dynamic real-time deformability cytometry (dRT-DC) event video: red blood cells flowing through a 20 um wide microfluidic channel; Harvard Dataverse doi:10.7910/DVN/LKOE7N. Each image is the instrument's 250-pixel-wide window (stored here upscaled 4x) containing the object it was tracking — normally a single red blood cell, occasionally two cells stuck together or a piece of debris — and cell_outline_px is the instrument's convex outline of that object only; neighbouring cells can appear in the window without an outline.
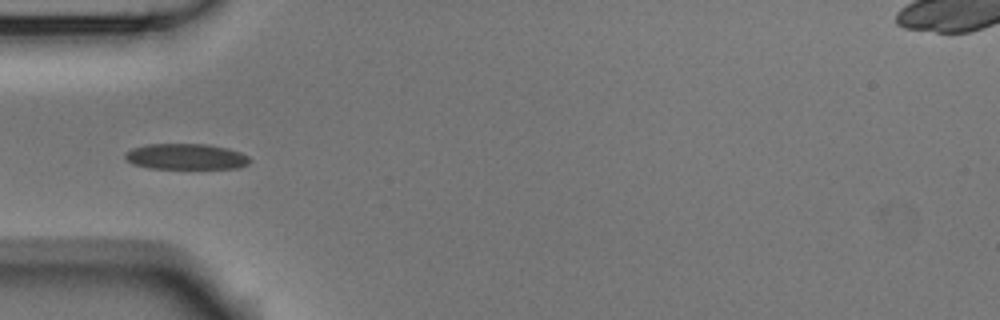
{"species": "Egyptian fruit bat (a non-hibernating species)", "species_latin": "Rousettus aegyptiacus", "temperature_condition": "room temperature", "stored_images_in_passage": 38, "camera_frame_rate_fps": 3000, "um_per_image_px": 0.085, "animal": {"sex": "male"}, "frame": {"image": 1, "passage_image": 1, "time_ms": 0.0, "image_size_px": [1000, 320], "cell_outline_px": [[252, 160], [248, 164], [240, 168], [148, 168], [132, 164], [124, 160], [124, 152], [132, 148], [148, 144], [208, 144], [228, 148], [240, 152], [248, 156]], "centroid_in_image_um": [15.78, 13.31], "position_along_channel_um": 69.2, "area_um2": 18.96}}
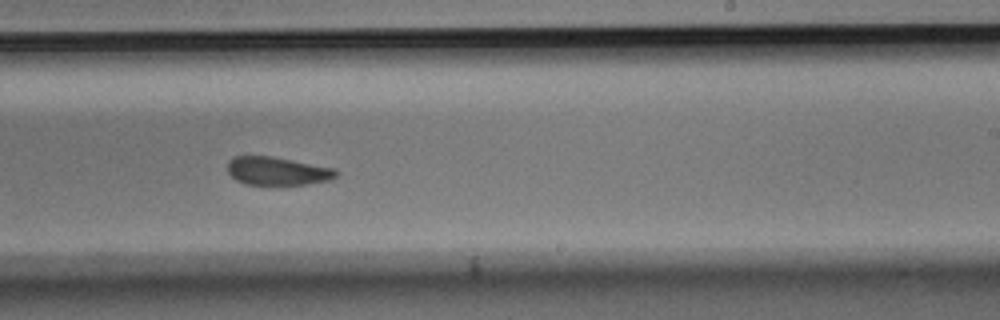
{"frame": {"image": 2, "passage_image": 17, "time_ms": 5.333, "image_size_px": [1000, 320], "cell_outline_px": [[340, 172], [332, 180], [304, 184], [244, 184], [236, 180], [228, 172], [228, 160], [232, 156], [272, 156], [336, 168]], "centroid_in_image_um": [23.6, 14.52], "position_along_channel_um": 265.4, "area_um2": 17.98}}
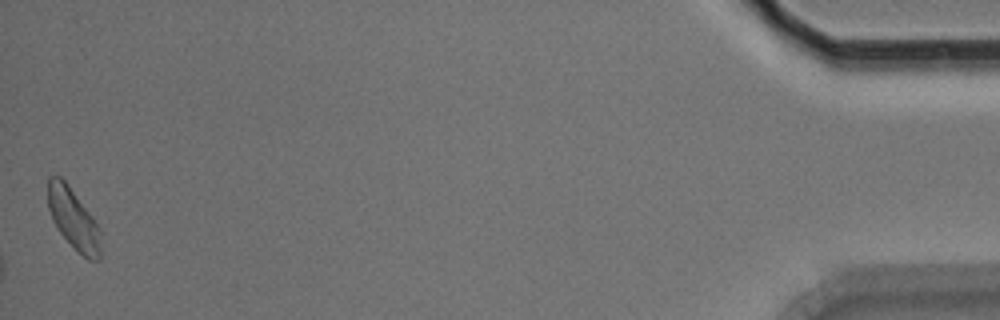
{"frame": {"image": 3, "passage_image": 38, "time_ms": 12.333, "image_size_px": [1000, 320], "cell_outline_px": [[100, 260], [88, 260], [60, 232], [52, 220], [48, 208], [48, 176], [60, 176], [68, 184], [92, 216], [100, 228]], "centroid_in_image_um": [6.23, 18.58], "position_along_channel_um": 429.0, "area_um2": 18.38}, "authors_computed_cell_mechanics": {"area_um2": 18.785, "velocity_mm_per_s": 3.6718, "shape_relaxation_time_tau1_ms": 2.4169, "shape_relaxation_time_tau2_ms": 1.4217, "deformation_change_tau1": 0.0917, "deformation_change_tau2": 0.0805}}